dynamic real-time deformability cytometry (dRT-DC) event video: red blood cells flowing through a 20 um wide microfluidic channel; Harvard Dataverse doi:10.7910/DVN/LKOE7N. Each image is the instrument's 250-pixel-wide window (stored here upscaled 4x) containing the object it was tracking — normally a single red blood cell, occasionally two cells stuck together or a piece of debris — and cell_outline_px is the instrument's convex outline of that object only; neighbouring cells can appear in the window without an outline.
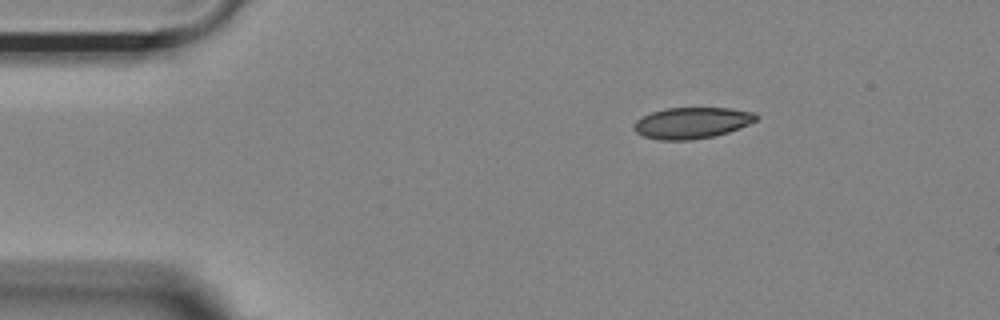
{"species": "Egyptian fruit bat (a non-hibernating species)", "species_latin": "Rousettus aegyptiacus", "temperature_condition": "room temperature", "stored_images_in_passage": 46, "camera_frame_rate_fps": 3000, "um_per_image_px": 0.085, "animal": {"sex": "female"}, "frame": {"image": 1, "passage_image": 1, "time_ms": 0.0, "image_size_px": [1000, 320], "cell_outline_px": [[760, 116], [756, 120], [740, 128], [728, 132], [712, 136], [692, 140], [660, 140], [644, 136], [636, 132], [632, 128], [632, 124], [636, 120], [652, 112], [664, 108], [728, 108], [756, 112]], "centroid_in_image_um": [58.81, 10.44], "position_along_channel_um": 26.2, "area_um2": 22.31}}
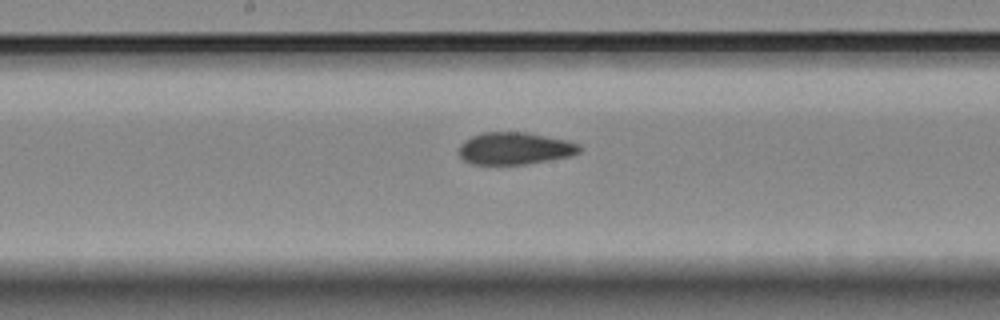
{"frame": {"image": 2, "passage_image": 20, "time_ms": 6.333, "image_size_px": [1000, 320], "cell_outline_px": [[580, 152], [572, 156], [528, 164], [472, 164], [464, 160], [460, 156], [460, 144], [464, 140], [480, 132], [524, 132], [568, 140], [580, 144]], "centroid_in_image_um": [43.78, 12.61], "position_along_channel_um": 204.4, "area_um2": 22.72}}
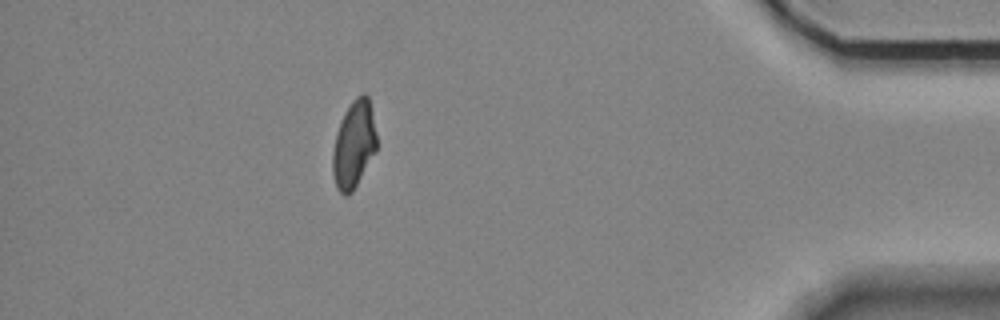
{"frame": {"image": 3, "passage_image": 40, "time_ms": 13.0, "image_size_px": [1000, 320], "cell_outline_px": [[376, 152], [352, 192], [348, 196], [344, 196], [336, 188], [332, 172], [332, 152], [336, 132], [344, 112], [352, 100], [356, 96], [364, 92], [368, 96], [372, 112], [376, 132]], "centroid_in_image_um": [30.06, 12.29], "position_along_channel_um": 405.1, "area_um2": 22.6}, "authors_computed_cell_mechanics": {"area_um2": 23.0044, "velocity_mm_per_s": 3.7118, "shape_relaxation_time_tau1_ms": null, "shape_relaxation_time_tau2_ms": 2.046, "deformation_change_tau1": null, "deformation_change_tau2": 0.0583}}